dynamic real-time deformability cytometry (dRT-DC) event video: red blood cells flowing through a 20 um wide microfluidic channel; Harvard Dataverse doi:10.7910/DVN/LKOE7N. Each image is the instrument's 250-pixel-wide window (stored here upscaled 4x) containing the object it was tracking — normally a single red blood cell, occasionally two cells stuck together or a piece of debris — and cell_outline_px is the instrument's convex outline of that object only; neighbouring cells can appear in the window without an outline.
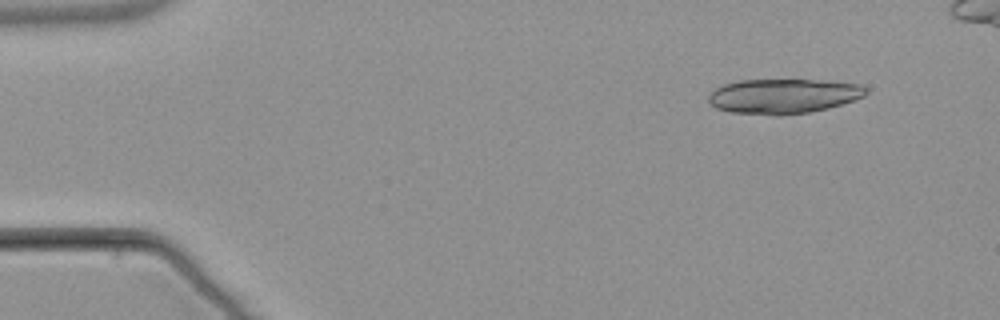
{"species": "common noctule bat (a hibernating species)", "species_latin": "Nyctalus noctula", "temperature_condition": "warm", "stored_images_in_passage": 6, "camera_frame_rate_fps": 3000, "um_per_image_px": 0.085, "animal": {"sex": "male", "body_mass_g": 21.5, "forearm_length_mm": 52.0}, "frame": {"image": 1, "passage_image": 2, "time_ms": 1.333, "image_size_px": [1000, 320], "cell_outline_px": [[868, 92], [864, 96], [856, 100], [828, 108], [808, 112], [780, 116], [776, 116], [732, 112], [716, 108], [708, 100], [708, 96], [716, 88], [724, 84], [740, 80], [820, 80], [856, 84], [864, 88]], "centroid_in_image_um": [66.57, 8.18], "position_along_channel_um": 18.4, "area_um2": 31.79}}